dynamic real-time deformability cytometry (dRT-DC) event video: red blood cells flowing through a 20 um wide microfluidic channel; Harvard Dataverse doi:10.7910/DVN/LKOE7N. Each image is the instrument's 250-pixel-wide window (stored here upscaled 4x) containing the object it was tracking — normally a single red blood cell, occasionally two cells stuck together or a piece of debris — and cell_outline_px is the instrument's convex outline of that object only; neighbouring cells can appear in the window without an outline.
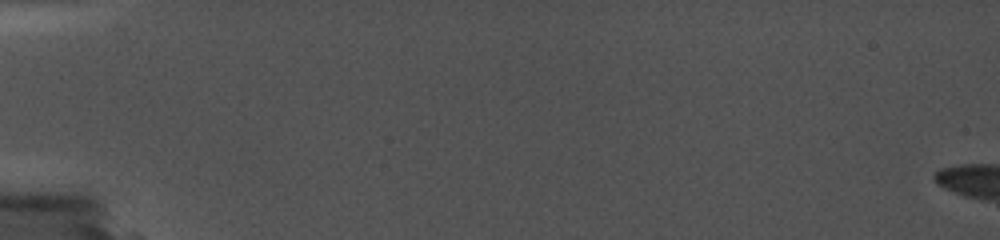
{"species": "common noctule bat (a hibernating species)", "species_latin": "Nyctalus noctula", "temperature_condition": "cold", "stored_images_in_passage": 1, "camera_frame_rate_fps": 5000, "um_per_image_px": 0.085, "animal": {"sex": "female", "body_mass_g": 19.0, "forearm_length_mm": 56.7}, "frame": {"image": 1, "passage_image": 1, "time_ms": 0.0, "image_size_px": [1000, 240], "cell_outline_px": [[688, 136], [672, 140], [616, 140], [536, 136], [524, 132], [516, 128], [528, 124], [552, 124], [636, 128], [684, 132]], "centroid_in_image_um": [50.97, 11.26], "position_along_channel_um": 34.0, "area_um2": 13.64}}